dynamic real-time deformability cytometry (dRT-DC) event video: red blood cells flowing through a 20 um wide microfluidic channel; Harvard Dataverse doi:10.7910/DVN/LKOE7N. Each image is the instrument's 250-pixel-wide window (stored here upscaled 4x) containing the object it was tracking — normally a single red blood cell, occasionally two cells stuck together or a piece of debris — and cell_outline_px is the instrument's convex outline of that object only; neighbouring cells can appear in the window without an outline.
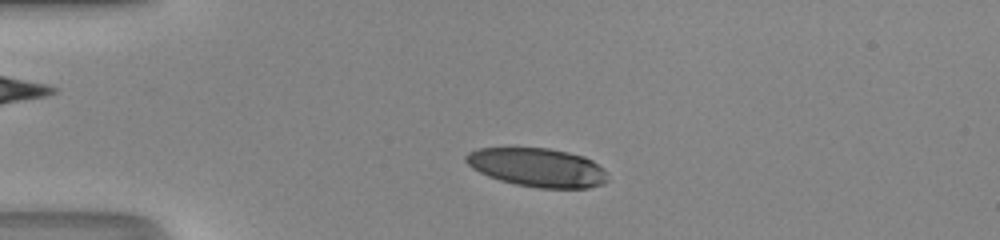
{"species": "human", "species_latin": "Homo sapiens", "temperature_condition": "room temperature", "stored_images_in_passage": 46, "camera_frame_rate_fps": 3000, "um_per_image_px": 0.085, "donor": {"sex": "male"}, "frame": {"image": 1, "passage_image": 8, "time_ms": 2.333, "image_size_px": [1000, 240], "cell_outline_px": [[608, 180], [604, 184], [588, 188], [536, 188], [516, 184], [500, 180], [488, 176], [472, 168], [464, 160], [464, 156], [468, 152], [476, 148], [548, 148], [568, 152], [584, 156], [592, 160], [604, 168]], "centroid_in_image_um": [45.69, 14.23], "position_along_channel_um": 39.3, "area_um2": 32.14}}
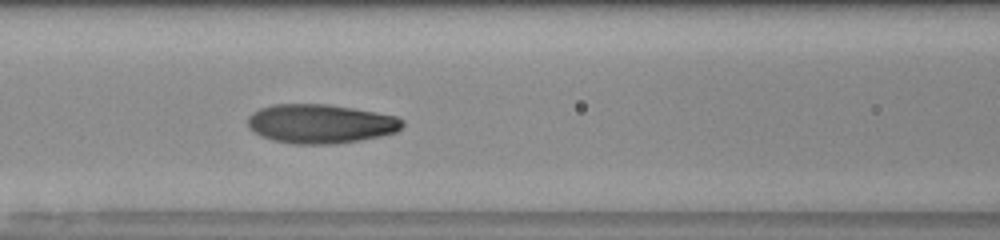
{"frame": {"image": 2, "passage_image": 18, "time_ms": 5.667, "image_size_px": [1000, 240], "cell_outline_px": [[404, 124], [396, 132], [380, 136], [360, 140], [336, 144], [292, 144], [272, 140], [260, 136], [248, 128], [248, 116], [252, 112], [260, 108], [272, 104], [328, 104], [376, 112], [396, 116], [404, 120]], "centroid_in_image_um": [27.22, 10.52], "position_along_channel_um": 139.4, "area_um2": 35.49}}
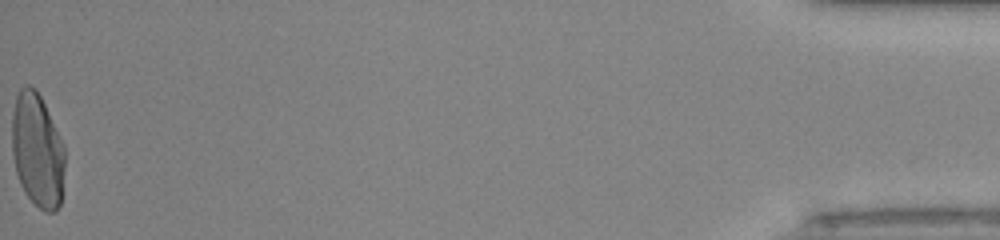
{"frame": {"image": 3, "passage_image": 46, "time_ms": 15.0, "image_size_px": [1000, 240], "cell_outline_px": [[64, 168], [60, 204], [52, 212], [44, 212], [28, 196], [20, 184], [16, 172], [12, 152], [12, 112], [16, 96], [20, 88], [24, 84], [28, 84], [36, 88], [64, 144]], "centroid_in_image_um": [3.16, 12.74], "position_along_channel_um": 432.0, "area_um2": 35.03}, "authors_computed_cell_mechanics": {"area_um2": 34.0731, "velocity_mm_per_s": 4.2018, "shape_relaxation_time_tau1_ms": 3.6751, "shape_relaxation_time_tau2_ms": 0.7831, "deformation_change_tau1": 0.197, "deformation_change_tau2": 0.06}}